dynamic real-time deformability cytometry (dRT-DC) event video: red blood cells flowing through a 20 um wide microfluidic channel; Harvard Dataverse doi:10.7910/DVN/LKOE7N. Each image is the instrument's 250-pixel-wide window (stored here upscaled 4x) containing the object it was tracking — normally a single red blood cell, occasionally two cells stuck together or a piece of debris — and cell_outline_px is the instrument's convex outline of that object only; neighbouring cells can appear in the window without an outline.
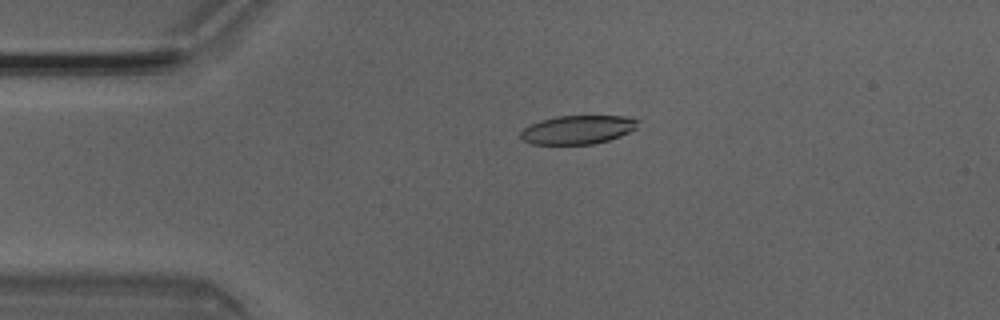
{"species": "Egyptian fruit bat (a non-hibernating species)", "species_latin": "Rousettus aegyptiacus", "temperature_condition": "room temperature", "stored_images_in_passage": 4, "camera_frame_rate_fps": 3000, "um_per_image_px": 0.085, "animal": {"sex": "male"}, "frame": {"image": 1, "passage_image": 3, "time_ms": 0.667, "image_size_px": [1000, 320], "cell_outline_px": [[640, 120], [636, 128], [620, 136], [608, 140], [592, 144], [532, 144], [520, 140], [520, 132], [528, 124], [540, 120], [556, 116], [632, 116]], "centroid_in_image_um": [49.08, 11.01], "position_along_channel_um": 35.9, "area_um2": 19.83}}